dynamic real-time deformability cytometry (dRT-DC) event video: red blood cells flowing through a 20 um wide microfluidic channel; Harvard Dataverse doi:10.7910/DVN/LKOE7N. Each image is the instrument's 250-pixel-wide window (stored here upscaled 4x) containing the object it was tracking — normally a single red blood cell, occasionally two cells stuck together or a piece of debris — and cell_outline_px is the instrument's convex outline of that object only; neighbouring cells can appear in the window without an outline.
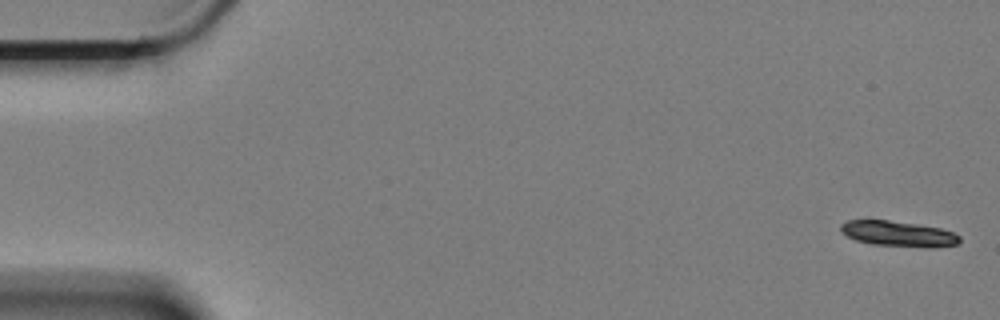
{"species": "Egyptian fruit bat (a non-hibernating species)", "species_latin": "Rousettus aegyptiacus", "temperature_condition": "cold", "stored_images_in_passage": 6, "segment_of_instrument_passage": [1, 2], "camera_frame_rate_fps": 3000, "um_per_image_px": 0.085, "animal": {"sex": "female"}, "frame": {"image": 1, "passage_image": 1, "time_ms": 0.0, "image_size_px": [1000, 320], "cell_outline_px": [[960, 240], [956, 244], [932, 248], [928, 248], [872, 244], [856, 240], [840, 232], [840, 224], [848, 220], [888, 220], [916, 224], [940, 228], [952, 232], [960, 236]], "centroid_in_image_um": [76.34, 19.87], "position_along_channel_um": 8.7, "area_um2": 17.63}}
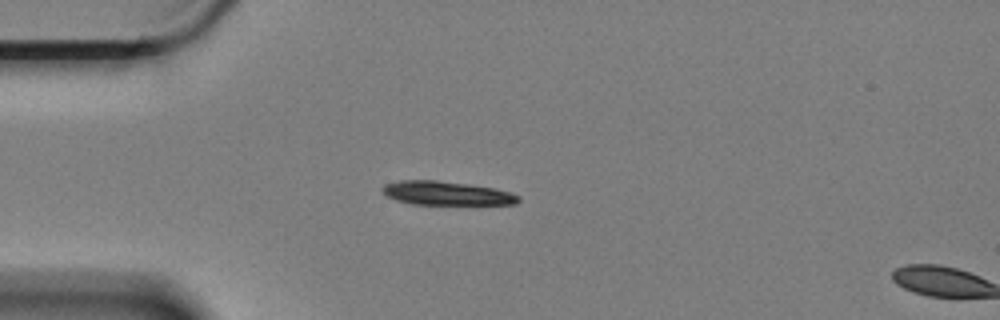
{"frame": {"image": 2, "passage_image": 5, "time_ms": 1.333, "image_size_px": [1000, 320], "cell_outline_px": [[520, 200], [516, 204], [412, 204], [396, 200], [388, 196], [380, 188], [384, 184], [400, 180], [436, 180], [468, 184], [496, 188], [512, 192], [520, 196]], "centroid_in_image_um": [37.97, 16.42], "position_along_channel_um": 47.0, "area_um2": 18.9}}